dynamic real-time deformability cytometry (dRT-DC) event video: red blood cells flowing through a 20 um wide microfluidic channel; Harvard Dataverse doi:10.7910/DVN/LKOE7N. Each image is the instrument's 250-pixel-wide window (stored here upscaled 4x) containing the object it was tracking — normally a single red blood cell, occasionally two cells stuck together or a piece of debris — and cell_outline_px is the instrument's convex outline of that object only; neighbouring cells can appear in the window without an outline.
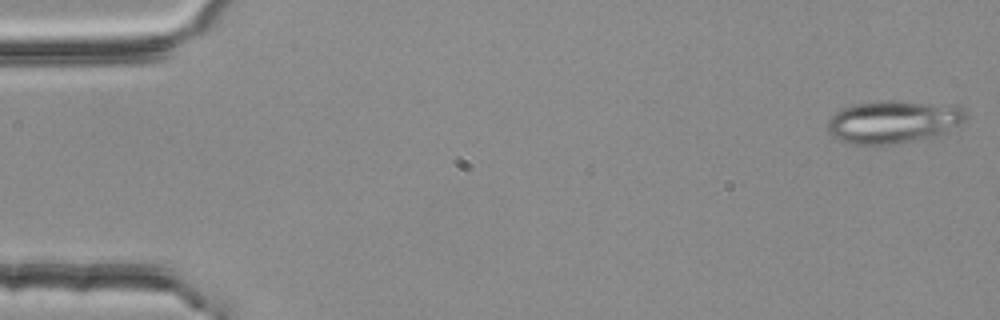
{"species": "common noctule bat (a hibernating species)", "species_latin": "Nyctalus noctula", "temperature_condition": "room temperature", "stored_images_in_passage": 53, "camera_frame_rate_fps": 3000, "um_per_image_px": 0.085, "animal": {"sex": "female", "body_mass_g": 25.1}, "frame": {"image": 1, "passage_image": 1, "time_ms": 0.0, "image_size_px": [1000, 320], "cell_outline_px": [[964, 124], [936, 136], [888, 144], [852, 144], [840, 140], [832, 136], [828, 132], [828, 120], [836, 112], [844, 108], [856, 104], [884, 100], [892, 100], [964, 108]], "centroid_in_image_um": [75.89, 10.36], "position_along_channel_um": 9.1, "area_um2": 33.7}}
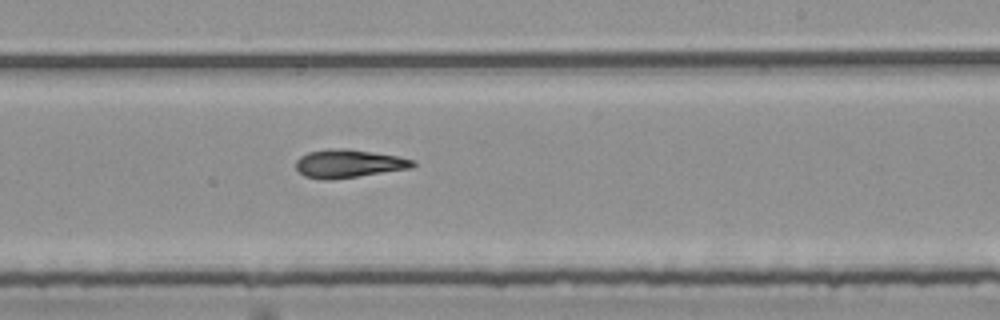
{"frame": {"image": 2, "passage_image": 32, "time_ms": 10.333, "image_size_px": [1000, 320], "cell_outline_px": [[416, 164], [412, 168], [328, 180], [320, 180], [304, 176], [296, 168], [296, 160], [300, 156], [308, 152], [336, 148], [344, 148], [400, 156], [416, 160]], "centroid_in_image_um": [29.64, 13.9], "position_along_channel_um": 259.4, "area_um2": 19.19}}
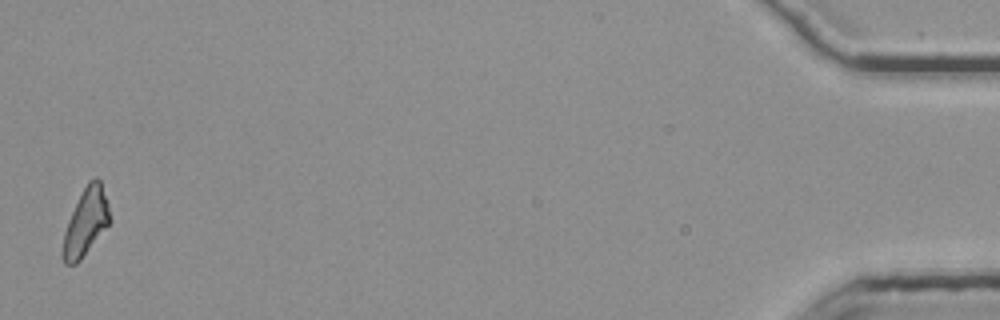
{"frame": {"image": 3, "passage_image": 53, "time_ms": 17.333, "image_size_px": [1000, 320], "cell_outline_px": [[108, 224], [80, 260], [76, 264], [64, 264], [64, 232], [68, 220], [88, 180], [96, 176], [100, 180], [108, 204]], "centroid_in_image_um": [7.29, 18.84], "position_along_channel_um": 427.9, "area_um2": 17.46}, "authors_computed_cell_mechanics": {"area_um2": 19.0162, "velocity_mm_per_s": 3.7968, "shape_relaxation_time_tau1_ms": null, "shape_relaxation_time_tau2_ms": 8.5831, "deformation_change_tau1": null, "deformation_change_tau2": 0.211}}